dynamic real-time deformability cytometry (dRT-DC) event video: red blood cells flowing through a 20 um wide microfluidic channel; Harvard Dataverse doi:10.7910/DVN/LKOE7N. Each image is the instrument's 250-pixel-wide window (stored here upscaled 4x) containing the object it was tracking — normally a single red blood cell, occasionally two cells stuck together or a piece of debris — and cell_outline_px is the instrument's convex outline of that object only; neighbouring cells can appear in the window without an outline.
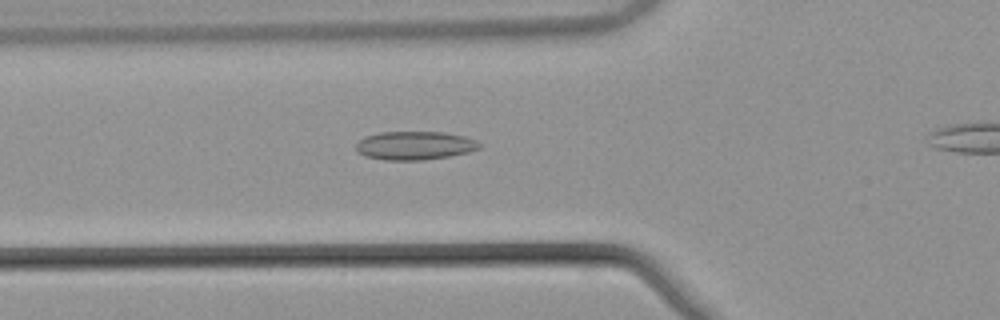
{"species": "common noctule bat (a hibernating species)", "species_latin": "Nyctalus noctula", "temperature_condition": "warm", "stored_images_in_passage": 36, "camera_frame_rate_fps": 3000, "um_per_image_px": 0.085, "animal": {"sex": "male", "body_mass_g": 21.5, "forearm_length_mm": 52.0}, "frame": {"image": 1, "passage_image": 6, "time_ms": 1.667, "image_size_px": [1000, 320], "cell_outline_px": [[480, 148], [468, 152], [448, 156], [424, 160], [384, 160], [364, 156], [356, 152], [356, 144], [364, 136], [380, 132], [444, 132], [464, 136], [476, 140], [480, 144]], "centroid_in_image_um": [35.22, 12.37], "position_along_channel_um": 90.6, "area_um2": 20.58}}
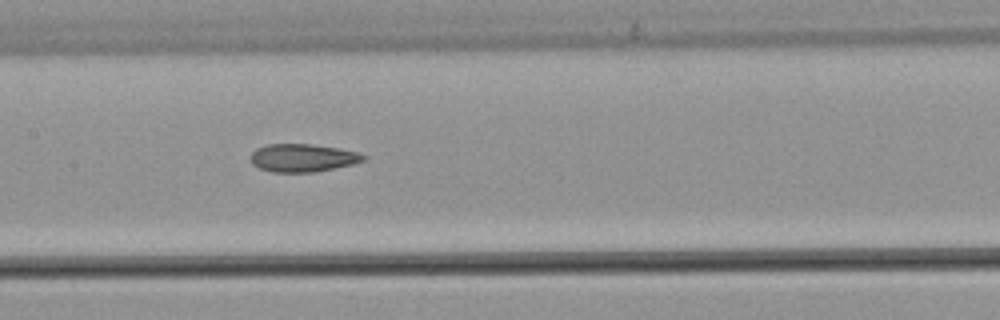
{"frame": {"image": 2, "passage_image": 13, "time_ms": 4.0, "image_size_px": [1000, 320], "cell_outline_px": [[368, 156], [364, 160], [352, 164], [312, 172], [272, 172], [260, 168], [252, 164], [252, 152], [256, 148], [268, 144], [312, 144], [340, 148], [360, 152]], "centroid_in_image_um": [25.76, 13.4], "position_along_channel_um": 181.6, "area_um2": 18.32}}
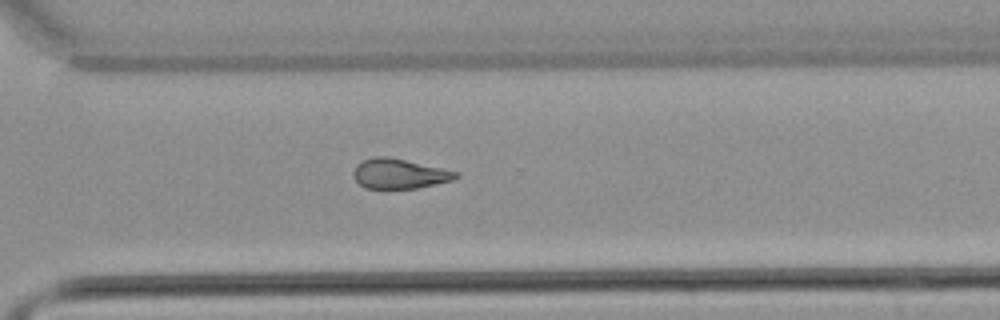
{"frame": {"image": 3, "passage_image": 25, "time_ms": 8.0, "image_size_px": [1000, 320], "cell_outline_px": [[460, 176], [452, 180], [436, 184], [416, 188], [364, 188], [352, 176], [352, 172], [356, 164], [364, 160], [376, 156], [388, 156], [460, 172]], "centroid_in_image_um": [33.94, 14.76], "position_along_channel_um": 336.7, "area_um2": 17.86}, "authors_computed_cell_mechanics": {"area_um2": 19.1607, "velocity_mm_per_s": 3.8817, "shape_relaxation_time_tau1_ms": null, "shape_relaxation_time_tau2_ms": 3.2632, "deformation_change_tau1": null, "deformation_change_tau2": 0.1107}}